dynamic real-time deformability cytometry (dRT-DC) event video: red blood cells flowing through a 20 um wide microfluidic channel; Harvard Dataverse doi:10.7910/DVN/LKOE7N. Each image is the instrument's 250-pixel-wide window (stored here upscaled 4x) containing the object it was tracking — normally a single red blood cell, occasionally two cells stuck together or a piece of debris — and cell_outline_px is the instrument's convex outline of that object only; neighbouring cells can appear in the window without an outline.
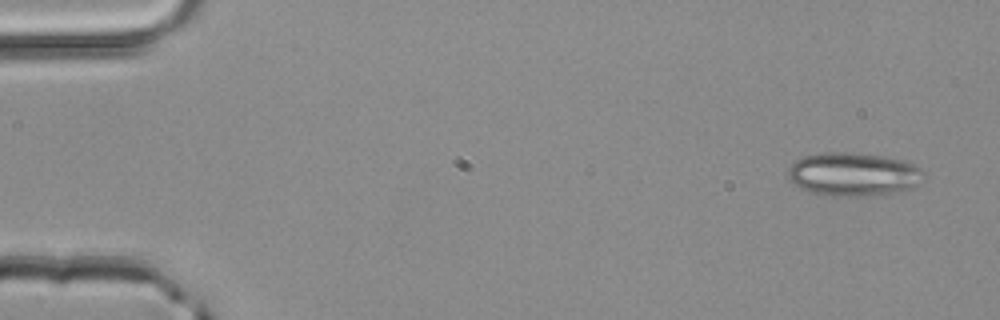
{"species": "common noctule bat (a hibernating species)", "species_latin": "Nyctalus noctula", "temperature_condition": "room temperature", "stored_images_in_passage": 4, "camera_frame_rate_fps": 3000, "um_per_image_px": 0.085, "animal": {"sex": "male", "body_mass_g": 20.4}, "frame": {"image": 1, "passage_image": 1, "time_ms": 0.0, "image_size_px": [1000, 320], "cell_outline_px": [[924, 176], [912, 188], [884, 196], [832, 196], [808, 192], [796, 184], [788, 176], [788, 168], [796, 160], [804, 156], [820, 152], [852, 152], [884, 156], [900, 160], [912, 164], [920, 168], [924, 172]], "centroid_in_image_um": [72.54, 14.82], "position_along_channel_um": 12.5, "area_um2": 34.62}}